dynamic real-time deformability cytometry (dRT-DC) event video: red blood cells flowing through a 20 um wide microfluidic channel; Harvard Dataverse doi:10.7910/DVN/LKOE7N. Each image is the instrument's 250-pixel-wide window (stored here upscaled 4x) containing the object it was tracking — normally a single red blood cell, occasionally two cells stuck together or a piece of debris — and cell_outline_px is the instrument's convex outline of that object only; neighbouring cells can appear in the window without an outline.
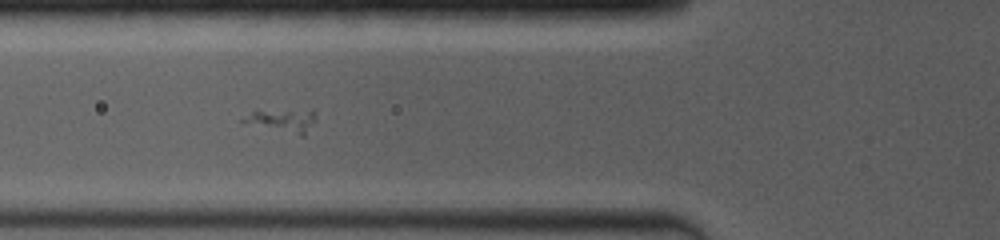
{"species": "common noctule bat (a hibernating species)", "species_latin": "Nyctalus noctula", "temperature_condition": "room temperature", "stored_images_in_passage": 23, "camera_frame_rate_fps": 4000, "um_per_image_px": 0.085, "animal": {"sex": "female", "body_mass_g": 19.0, "forearm_length_mm": 53.3}, "frame": {"image": 1, "passage_image": 4, "time_ms": 0.75, "image_size_px": [1000, 240], "cell_outline_px": [[316, 120], [304, 136], [300, 136], [240, 120], [256, 108], [312, 108]], "centroid_in_image_um": [24.08, 10.14], "position_along_channel_um": 101.7, "area_um2": 10.35}}